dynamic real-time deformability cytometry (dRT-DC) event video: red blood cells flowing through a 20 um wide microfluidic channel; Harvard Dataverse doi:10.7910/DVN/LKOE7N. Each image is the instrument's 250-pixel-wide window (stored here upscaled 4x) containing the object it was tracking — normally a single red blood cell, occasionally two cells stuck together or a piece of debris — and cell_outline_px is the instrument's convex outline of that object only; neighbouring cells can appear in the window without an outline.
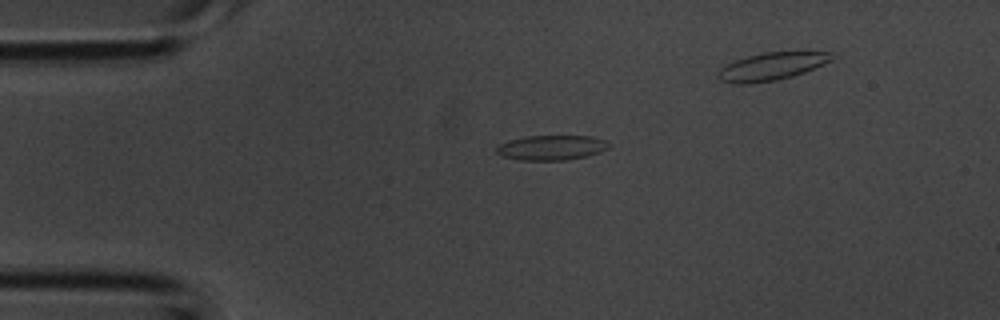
{"species": "common noctule bat (a hibernating species)", "species_latin": "Nyctalus noctula", "temperature_condition": "room temperature", "stored_images_in_passage": 4, "camera_frame_rate_fps": 3000, "um_per_image_px": 0.085, "animal": {"sex": "male", "body_mass_g": 20.1, "forearm_length_mm": 53.5}, "frame": {"image": 1, "passage_image": 2, "time_ms": 0.333, "image_size_px": [1000, 320], "cell_outline_px": [[608, 148], [600, 152], [588, 156], [568, 160], [520, 160], [500, 156], [496, 152], [496, 148], [500, 144], [508, 140], [524, 136], [592, 136], [608, 140]], "centroid_in_image_um": [46.88, 12.55], "position_along_channel_um": 38.1, "area_um2": 16.47}}